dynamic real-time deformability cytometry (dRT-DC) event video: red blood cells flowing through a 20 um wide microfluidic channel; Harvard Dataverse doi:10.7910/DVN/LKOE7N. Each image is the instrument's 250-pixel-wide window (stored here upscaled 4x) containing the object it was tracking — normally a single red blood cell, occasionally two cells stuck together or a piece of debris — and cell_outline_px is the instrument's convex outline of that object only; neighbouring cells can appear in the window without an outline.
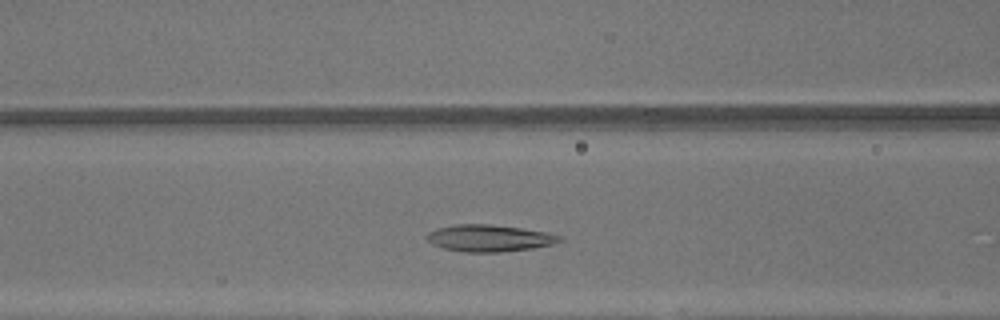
{"species": "common noctule bat (a hibernating species)", "species_latin": "Nyctalus noctula", "temperature_condition": "warm", "stored_images_in_passage": 30, "camera_frame_rate_fps": 3000, "um_per_image_px": 0.085, "animal": {"sex": "male", "body_mass_g": 13.3}, "frame": {"image": 1, "passage_image": 12, "time_ms": 3.667, "image_size_px": [1000, 320], "cell_outline_px": [[560, 240], [552, 244], [532, 248], [500, 252], [464, 252], [444, 248], [432, 244], [424, 236], [428, 232], [440, 228], [456, 224], [488, 224], [520, 228], [544, 232], [560, 236]], "centroid_in_image_um": [41.53, 20.24], "position_along_channel_um": 125.1, "area_um2": 20.4}}
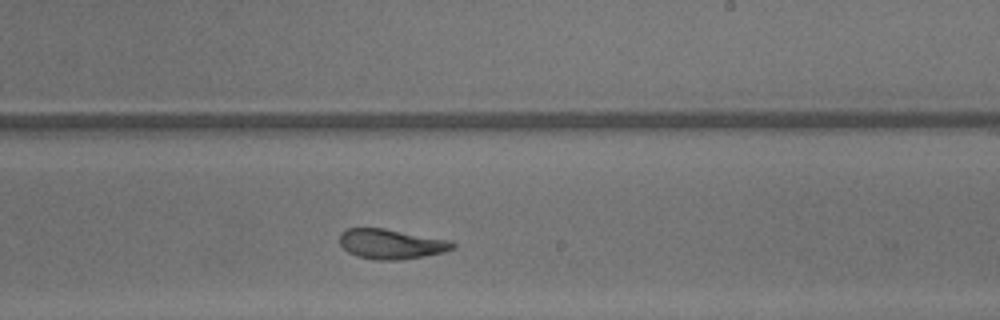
{"frame": {"image": 2, "passage_image": 21, "time_ms": 6.667, "image_size_px": [1000, 320], "cell_outline_px": [[456, 244], [452, 248], [444, 252], [424, 256], [400, 260], [372, 260], [356, 256], [348, 252], [340, 244], [340, 232], [348, 228], [384, 228], [452, 240]], "centroid_in_image_um": [33.25, 20.74], "position_along_channel_um": 255.8, "area_um2": 19.88}}
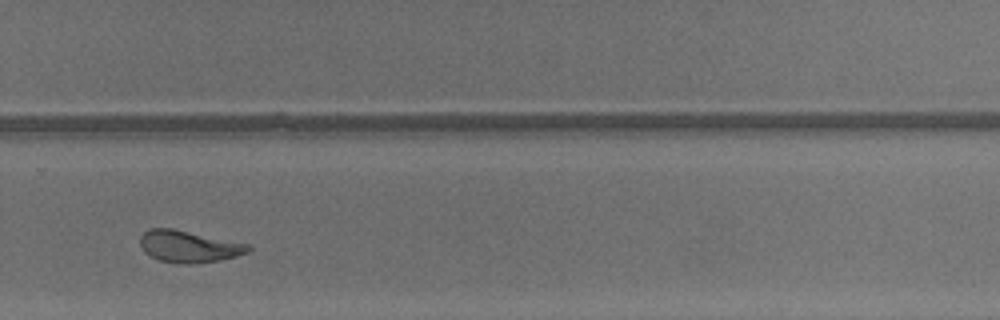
{"frame": {"image": 3, "passage_image": 25, "time_ms": 8.0, "image_size_px": [1000, 320], "cell_outline_px": [[252, 248], [248, 252], [236, 256], [220, 260], [192, 264], [184, 264], [160, 260], [148, 256], [140, 248], [140, 236], [148, 228], [172, 228], [248, 244]], "centroid_in_image_um": [16.0, 20.95], "position_along_channel_um": 313.8, "area_um2": 20.06}, "authors_computed_cell_mechanics": {"area_um2": 20.5479, "velocity_mm_per_s": 4.3692, "shape_relaxation_time_tau1_ms": 4.4008, "shape_relaxation_time_tau2_ms": 1.6767, "deformation_change_tau1": 0.1881, "deformation_change_tau2": 0.0874}}